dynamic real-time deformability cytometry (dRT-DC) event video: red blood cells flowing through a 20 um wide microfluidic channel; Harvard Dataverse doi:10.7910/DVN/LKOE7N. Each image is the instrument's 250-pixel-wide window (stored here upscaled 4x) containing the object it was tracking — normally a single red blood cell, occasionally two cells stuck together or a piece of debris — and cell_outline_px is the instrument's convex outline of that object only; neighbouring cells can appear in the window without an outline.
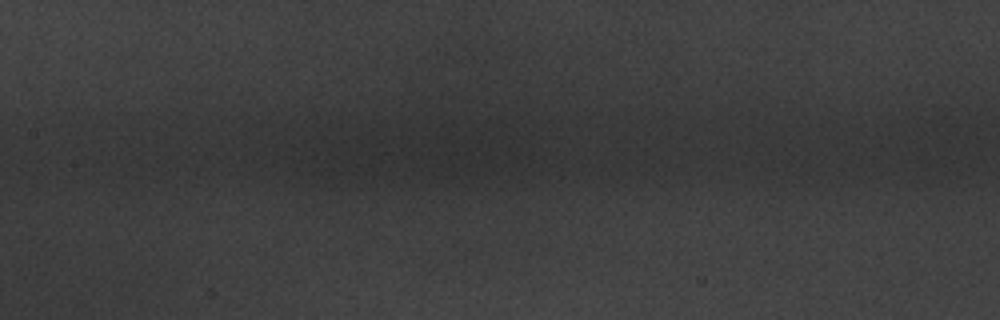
{"species": "common noctule bat (a hibernating species)", "species_latin": "Nyctalus noctula", "temperature_condition": "warm", "stored_images_in_passage": 23, "camera_frame_rate_fps": 3000, "um_per_image_px": 0.085, "animal": {"sex": "male", "body_mass_g": 20.1, "forearm_length_mm": 53.5}, "frame": {"image": 1, "passage_image": 10, "time_ms": 3.0, "image_size_px": [1000, 320], "cell_outline_px": [[392, 160], [388, 172], [332, 184], [312, 176], [312, 140], [352, 136]], "centroid_in_image_um": [29.42, 13.6], "position_along_channel_um": 178.0, "area_um2": 20.17}}
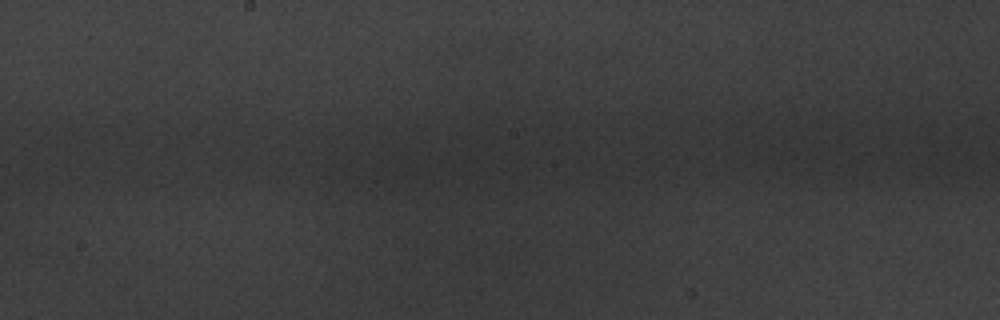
{"frame": {"image": 2, "passage_image": 13, "time_ms": 4.0, "image_size_px": [1000, 320], "cell_outline_px": [[472, 172], [468, 176], [432, 180], [376, 172], [372, 168], [388, 152], [420, 128], [444, 120], [456, 132], [472, 160]], "centroid_in_image_um": [36.42, 13.19], "position_along_channel_um": 211.8, "area_um2": 27.28}}
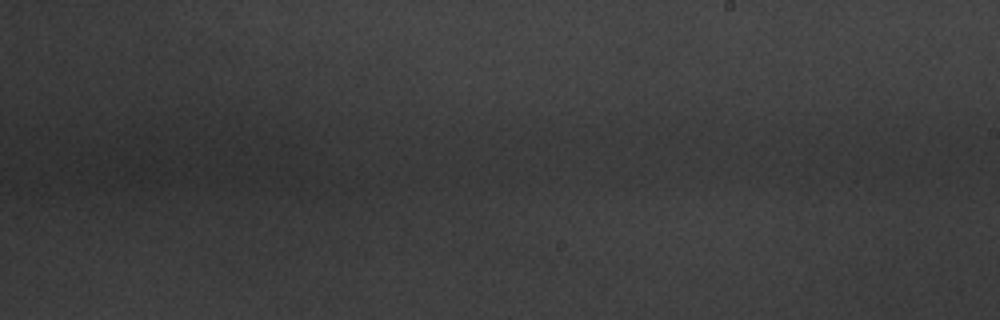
{"frame": {"image": 3, "passage_image": 18, "time_ms": 5.667, "image_size_px": [1000, 320], "cell_outline_px": [[156, 168], [152, 184], [124, 192], [88, 192], [76, 180], [68, 164], [84, 152], [92, 152], [124, 156]], "centroid_in_image_um": [9.4, 14.68], "position_along_channel_um": 279.6, "area_um2": 19.02}}